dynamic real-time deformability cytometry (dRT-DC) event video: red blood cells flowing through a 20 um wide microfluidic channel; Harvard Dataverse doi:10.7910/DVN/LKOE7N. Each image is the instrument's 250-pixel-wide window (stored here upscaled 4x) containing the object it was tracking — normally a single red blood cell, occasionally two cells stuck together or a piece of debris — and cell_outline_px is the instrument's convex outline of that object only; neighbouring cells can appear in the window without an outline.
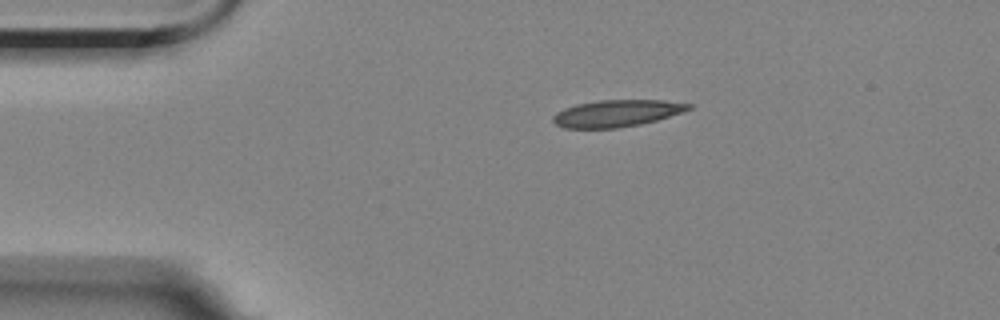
{"species": "Egyptian fruit bat (a non-hibernating species)", "species_latin": "Rousettus aegyptiacus", "temperature_condition": "room temperature", "stored_images_in_passage": 46, "camera_frame_rate_fps": 3000, "um_per_image_px": 0.085, "animal": {"sex": "female"}, "frame": {"image": 1, "passage_image": 1, "time_ms": 0.0, "image_size_px": [1000, 320], "cell_outline_px": [[692, 108], [684, 112], [656, 120], [640, 124], [616, 128], [564, 128], [556, 124], [552, 120], [552, 116], [556, 112], [564, 108], [576, 104], [600, 100], [664, 100], [692, 104]], "centroid_in_image_um": [52.42, 9.63], "position_along_channel_um": 32.6, "area_um2": 21.27}}
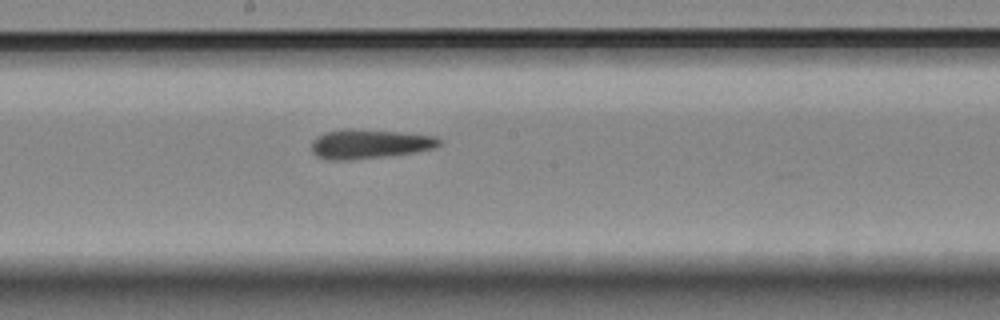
{"frame": {"image": 2, "passage_image": 20, "time_ms": 6.333, "image_size_px": [1000, 320], "cell_outline_px": [[440, 144], [436, 148], [412, 152], [384, 156], [348, 160], [328, 160], [316, 156], [312, 152], [312, 140], [316, 136], [324, 132], [352, 128], [400, 132], [436, 136], [440, 140]], "centroid_in_image_um": [31.36, 12.23], "position_along_channel_um": 216.8, "area_um2": 21.79}}
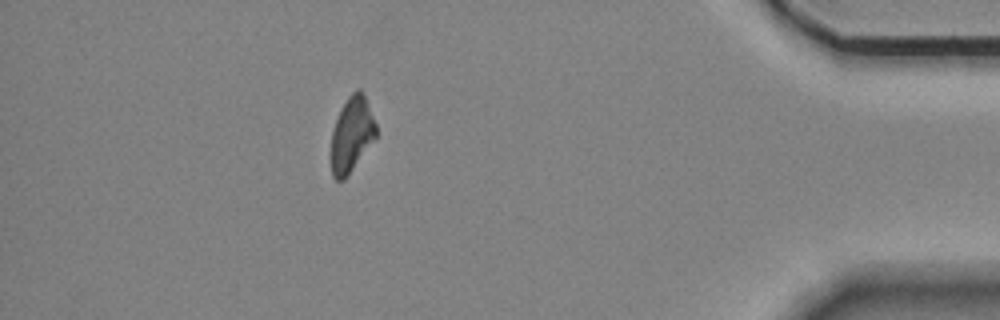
{"frame": {"image": 3, "passage_image": 40, "time_ms": 13.0, "image_size_px": [1000, 320], "cell_outline_px": [[376, 136], [344, 180], [336, 180], [332, 176], [332, 128], [340, 108], [348, 96], [356, 88], [360, 88], [364, 96], [376, 124]], "centroid_in_image_um": [29.87, 11.39], "position_along_channel_um": 405.3, "area_um2": 19.31}, "authors_computed_cell_mechanics": {"area_um2": 21.2704, "velocity_mm_per_s": 3.5404, "shape_relaxation_time_tau1_ms": 8.3261, "shape_relaxation_time_tau2_ms": null, "deformation_change_tau1": 0.1829, "deformation_change_tau2": null}}